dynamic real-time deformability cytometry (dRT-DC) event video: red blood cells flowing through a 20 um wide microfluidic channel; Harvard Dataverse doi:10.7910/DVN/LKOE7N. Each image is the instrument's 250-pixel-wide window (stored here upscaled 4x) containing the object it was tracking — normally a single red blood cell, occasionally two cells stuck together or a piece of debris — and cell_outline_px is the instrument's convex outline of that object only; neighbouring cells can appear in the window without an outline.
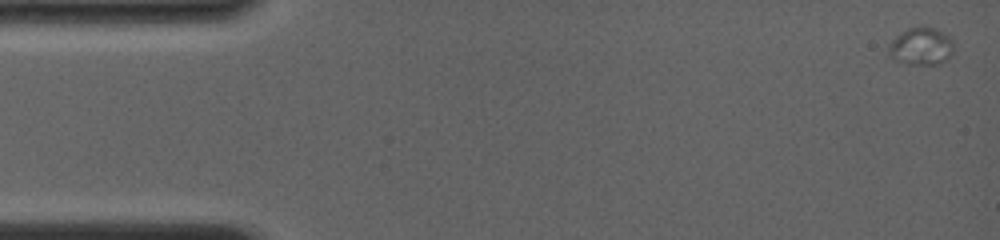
{"species": "common noctule bat (a hibernating species)", "species_latin": "Nyctalus noctula", "temperature_condition": "room temperature", "stored_images_in_passage": 12, "camera_frame_rate_fps": 4000, "um_per_image_px": 0.085, "animal": {"sex": "female", "body_mass_g": 19.0, "forearm_length_mm": 56.7}, "frame": {"image": 1, "passage_image": 1, "time_ms": 0.0, "image_size_px": [1000, 240], "cell_outline_px": [[952, 44], [948, 60], [940, 64], [908, 64], [896, 60], [888, 48], [908, 28], [920, 24], [924, 24], [932, 28], [952, 40]], "centroid_in_image_um": [78.34, 3.94], "position_along_channel_um": 6.7, "area_um2": 13.53}}